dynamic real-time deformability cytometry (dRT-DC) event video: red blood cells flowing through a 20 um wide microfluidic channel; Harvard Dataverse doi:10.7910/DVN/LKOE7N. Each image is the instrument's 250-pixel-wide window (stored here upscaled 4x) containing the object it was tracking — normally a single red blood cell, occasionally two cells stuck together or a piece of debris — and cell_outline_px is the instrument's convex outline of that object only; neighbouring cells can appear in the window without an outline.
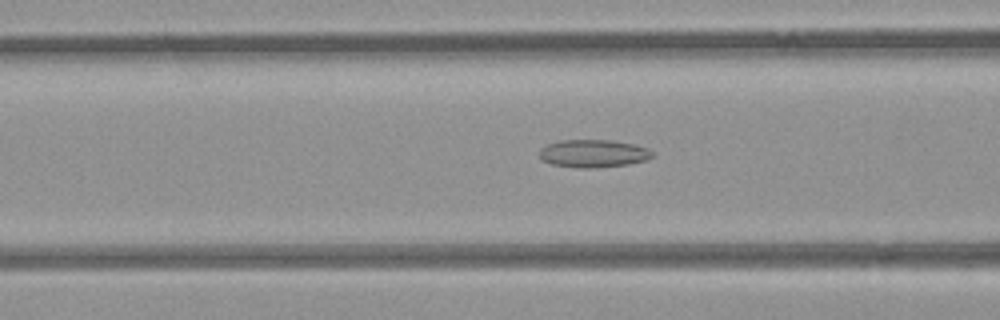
{"species": "common noctule bat (a hibernating species)", "species_latin": "Nyctalus noctula", "temperature_condition": "room temperature", "stored_images_in_passage": 7, "camera_frame_rate_fps": 3000, "um_per_image_px": 0.085, "animal": {"sex": "female", "body_mass_g": 21.9}, "frame": {"image": 1, "passage_image": 6, "time_ms": 1.667, "image_size_px": [1000, 320], "cell_outline_px": [[652, 156], [648, 160], [628, 164], [596, 168], [576, 168], [552, 164], [540, 160], [540, 148], [548, 144], [560, 140], [608, 140], [632, 144], [648, 148], [652, 152]], "centroid_in_image_um": [50.41, 13.06], "position_along_channel_um": 116.2, "area_um2": 18.32}}